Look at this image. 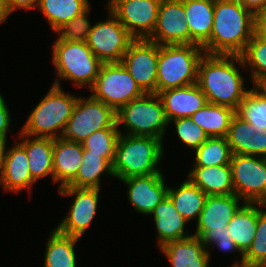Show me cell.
<instances>
[{"instance_id": "6da1fadb", "label": "cell", "mask_w": 266, "mask_h": 267, "mask_svg": "<svg viewBox=\"0 0 266 267\" xmlns=\"http://www.w3.org/2000/svg\"><path fill=\"white\" fill-rule=\"evenodd\" d=\"M258 31L257 17L236 0H214V19L205 54L241 55Z\"/></svg>"}, {"instance_id": "7a4b0ae2", "label": "cell", "mask_w": 266, "mask_h": 267, "mask_svg": "<svg viewBox=\"0 0 266 267\" xmlns=\"http://www.w3.org/2000/svg\"><path fill=\"white\" fill-rule=\"evenodd\" d=\"M235 61L242 65L239 55L204 54L201 58L197 84L206 95L208 103L238 109L248 90L243 86L244 78L235 66Z\"/></svg>"}, {"instance_id": "3957f363", "label": "cell", "mask_w": 266, "mask_h": 267, "mask_svg": "<svg viewBox=\"0 0 266 267\" xmlns=\"http://www.w3.org/2000/svg\"><path fill=\"white\" fill-rule=\"evenodd\" d=\"M162 142V139L155 137L120 132L112 164L113 177L123 180L162 173L157 168L164 155Z\"/></svg>"}, {"instance_id": "277c9868", "label": "cell", "mask_w": 266, "mask_h": 267, "mask_svg": "<svg viewBox=\"0 0 266 267\" xmlns=\"http://www.w3.org/2000/svg\"><path fill=\"white\" fill-rule=\"evenodd\" d=\"M204 54L199 45H159L156 94L196 84L199 62Z\"/></svg>"}, {"instance_id": "5b68a950", "label": "cell", "mask_w": 266, "mask_h": 267, "mask_svg": "<svg viewBox=\"0 0 266 267\" xmlns=\"http://www.w3.org/2000/svg\"><path fill=\"white\" fill-rule=\"evenodd\" d=\"M77 99L74 95L64 93L61 87L52 85L19 132L30 137H62Z\"/></svg>"}, {"instance_id": "8992f818", "label": "cell", "mask_w": 266, "mask_h": 267, "mask_svg": "<svg viewBox=\"0 0 266 267\" xmlns=\"http://www.w3.org/2000/svg\"><path fill=\"white\" fill-rule=\"evenodd\" d=\"M52 52V62L57 74L53 85L61 87L59 77L74 81L78 88L86 84L88 88L94 85L103 63L92 53L86 42L57 38Z\"/></svg>"}, {"instance_id": "52a82bcc", "label": "cell", "mask_w": 266, "mask_h": 267, "mask_svg": "<svg viewBox=\"0 0 266 267\" xmlns=\"http://www.w3.org/2000/svg\"><path fill=\"white\" fill-rule=\"evenodd\" d=\"M125 125L128 135L150 136L163 140L169 121L161 98L156 93H145L116 112V124Z\"/></svg>"}, {"instance_id": "ba28073f", "label": "cell", "mask_w": 266, "mask_h": 267, "mask_svg": "<svg viewBox=\"0 0 266 267\" xmlns=\"http://www.w3.org/2000/svg\"><path fill=\"white\" fill-rule=\"evenodd\" d=\"M90 90L115 112L145 94L122 63H103Z\"/></svg>"}, {"instance_id": "9c48e42d", "label": "cell", "mask_w": 266, "mask_h": 267, "mask_svg": "<svg viewBox=\"0 0 266 267\" xmlns=\"http://www.w3.org/2000/svg\"><path fill=\"white\" fill-rule=\"evenodd\" d=\"M106 128H119L116 124V112L92 96L87 99L78 97L62 137L83 143L94 132Z\"/></svg>"}, {"instance_id": "30bf717a", "label": "cell", "mask_w": 266, "mask_h": 267, "mask_svg": "<svg viewBox=\"0 0 266 267\" xmlns=\"http://www.w3.org/2000/svg\"><path fill=\"white\" fill-rule=\"evenodd\" d=\"M230 167L234 194L244 203L266 205V157L233 154Z\"/></svg>"}, {"instance_id": "8fae6325", "label": "cell", "mask_w": 266, "mask_h": 267, "mask_svg": "<svg viewBox=\"0 0 266 267\" xmlns=\"http://www.w3.org/2000/svg\"><path fill=\"white\" fill-rule=\"evenodd\" d=\"M134 40L109 9V19L93 25L86 43L102 63H121Z\"/></svg>"}, {"instance_id": "7c38bea8", "label": "cell", "mask_w": 266, "mask_h": 267, "mask_svg": "<svg viewBox=\"0 0 266 267\" xmlns=\"http://www.w3.org/2000/svg\"><path fill=\"white\" fill-rule=\"evenodd\" d=\"M162 0H108L107 7L135 39H148L155 29Z\"/></svg>"}, {"instance_id": "4fadbf2b", "label": "cell", "mask_w": 266, "mask_h": 267, "mask_svg": "<svg viewBox=\"0 0 266 267\" xmlns=\"http://www.w3.org/2000/svg\"><path fill=\"white\" fill-rule=\"evenodd\" d=\"M159 44L147 39L134 40L121 63L145 93H156Z\"/></svg>"}, {"instance_id": "5bb4252c", "label": "cell", "mask_w": 266, "mask_h": 267, "mask_svg": "<svg viewBox=\"0 0 266 267\" xmlns=\"http://www.w3.org/2000/svg\"><path fill=\"white\" fill-rule=\"evenodd\" d=\"M63 196H74L68 215L55 228L58 232L81 238L97 212L99 188H76L64 186L59 188Z\"/></svg>"}, {"instance_id": "9a60e30c", "label": "cell", "mask_w": 266, "mask_h": 267, "mask_svg": "<svg viewBox=\"0 0 266 267\" xmlns=\"http://www.w3.org/2000/svg\"><path fill=\"white\" fill-rule=\"evenodd\" d=\"M181 0H162L152 35L147 39L159 45L191 44Z\"/></svg>"}, {"instance_id": "2e32d148", "label": "cell", "mask_w": 266, "mask_h": 267, "mask_svg": "<svg viewBox=\"0 0 266 267\" xmlns=\"http://www.w3.org/2000/svg\"><path fill=\"white\" fill-rule=\"evenodd\" d=\"M240 200L236 194L208 195L195 234L229 233L227 225L242 206Z\"/></svg>"}, {"instance_id": "e0dca14e", "label": "cell", "mask_w": 266, "mask_h": 267, "mask_svg": "<svg viewBox=\"0 0 266 267\" xmlns=\"http://www.w3.org/2000/svg\"><path fill=\"white\" fill-rule=\"evenodd\" d=\"M162 173L147 176H133L123 181L127 187L129 202L139 213L150 215L154 208L168 194V188Z\"/></svg>"}, {"instance_id": "ac0fdd59", "label": "cell", "mask_w": 266, "mask_h": 267, "mask_svg": "<svg viewBox=\"0 0 266 267\" xmlns=\"http://www.w3.org/2000/svg\"><path fill=\"white\" fill-rule=\"evenodd\" d=\"M158 95L163 103L169 124L178 118L191 117L208 104L206 95L197 83L168 89L159 92Z\"/></svg>"}, {"instance_id": "d6986e66", "label": "cell", "mask_w": 266, "mask_h": 267, "mask_svg": "<svg viewBox=\"0 0 266 267\" xmlns=\"http://www.w3.org/2000/svg\"><path fill=\"white\" fill-rule=\"evenodd\" d=\"M226 138L232 154L266 157V129L248 124L237 114Z\"/></svg>"}, {"instance_id": "ffe728a7", "label": "cell", "mask_w": 266, "mask_h": 267, "mask_svg": "<svg viewBox=\"0 0 266 267\" xmlns=\"http://www.w3.org/2000/svg\"><path fill=\"white\" fill-rule=\"evenodd\" d=\"M83 144L58 137L54 139L53 181L67 186L77 175L83 161Z\"/></svg>"}, {"instance_id": "44dd1931", "label": "cell", "mask_w": 266, "mask_h": 267, "mask_svg": "<svg viewBox=\"0 0 266 267\" xmlns=\"http://www.w3.org/2000/svg\"><path fill=\"white\" fill-rule=\"evenodd\" d=\"M0 183L4 190L17 193L22 189H29L33 183H36L31 178L25 149L19 143L6 151L0 172Z\"/></svg>"}, {"instance_id": "7402d4cb", "label": "cell", "mask_w": 266, "mask_h": 267, "mask_svg": "<svg viewBox=\"0 0 266 267\" xmlns=\"http://www.w3.org/2000/svg\"><path fill=\"white\" fill-rule=\"evenodd\" d=\"M171 267H209L210 254L199 237L191 236L162 246Z\"/></svg>"}, {"instance_id": "603a6c76", "label": "cell", "mask_w": 266, "mask_h": 267, "mask_svg": "<svg viewBox=\"0 0 266 267\" xmlns=\"http://www.w3.org/2000/svg\"><path fill=\"white\" fill-rule=\"evenodd\" d=\"M186 13L191 44L203 47L211 36L214 0H181Z\"/></svg>"}, {"instance_id": "cb8c5ba5", "label": "cell", "mask_w": 266, "mask_h": 267, "mask_svg": "<svg viewBox=\"0 0 266 267\" xmlns=\"http://www.w3.org/2000/svg\"><path fill=\"white\" fill-rule=\"evenodd\" d=\"M150 215L154 216L160 248L169 242L193 236L185 234L184 227L189 222L178 213L168 196L154 208Z\"/></svg>"}, {"instance_id": "d4e9b609", "label": "cell", "mask_w": 266, "mask_h": 267, "mask_svg": "<svg viewBox=\"0 0 266 267\" xmlns=\"http://www.w3.org/2000/svg\"><path fill=\"white\" fill-rule=\"evenodd\" d=\"M19 134L24 138L19 144L27 154L31 178L35 182L48 175L53 178L54 139L42 137L30 139V136L21 132Z\"/></svg>"}, {"instance_id": "484cf974", "label": "cell", "mask_w": 266, "mask_h": 267, "mask_svg": "<svg viewBox=\"0 0 266 267\" xmlns=\"http://www.w3.org/2000/svg\"><path fill=\"white\" fill-rule=\"evenodd\" d=\"M187 176L207 196L234 194L230 165L193 167Z\"/></svg>"}, {"instance_id": "4316f807", "label": "cell", "mask_w": 266, "mask_h": 267, "mask_svg": "<svg viewBox=\"0 0 266 267\" xmlns=\"http://www.w3.org/2000/svg\"><path fill=\"white\" fill-rule=\"evenodd\" d=\"M258 206H266L261 203H244L235 213L227 229L234 243L244 254L253 242L258 220Z\"/></svg>"}, {"instance_id": "83f0119b", "label": "cell", "mask_w": 266, "mask_h": 267, "mask_svg": "<svg viewBox=\"0 0 266 267\" xmlns=\"http://www.w3.org/2000/svg\"><path fill=\"white\" fill-rule=\"evenodd\" d=\"M236 110L222 105L208 103L191 116L208 137H226Z\"/></svg>"}, {"instance_id": "f1b7e54d", "label": "cell", "mask_w": 266, "mask_h": 267, "mask_svg": "<svg viewBox=\"0 0 266 267\" xmlns=\"http://www.w3.org/2000/svg\"><path fill=\"white\" fill-rule=\"evenodd\" d=\"M167 196L178 213L187 221L195 217L198 220L207 198V195L189 179L177 189L169 187Z\"/></svg>"}, {"instance_id": "f546056e", "label": "cell", "mask_w": 266, "mask_h": 267, "mask_svg": "<svg viewBox=\"0 0 266 267\" xmlns=\"http://www.w3.org/2000/svg\"><path fill=\"white\" fill-rule=\"evenodd\" d=\"M78 240L54 229L46 244L44 267H76L74 247Z\"/></svg>"}, {"instance_id": "4dcf8cb0", "label": "cell", "mask_w": 266, "mask_h": 267, "mask_svg": "<svg viewBox=\"0 0 266 267\" xmlns=\"http://www.w3.org/2000/svg\"><path fill=\"white\" fill-rule=\"evenodd\" d=\"M114 176L112 165L100 154L89 153L84 149L83 161L76 177L67 185L76 188H99L102 174Z\"/></svg>"}, {"instance_id": "1f68e13d", "label": "cell", "mask_w": 266, "mask_h": 267, "mask_svg": "<svg viewBox=\"0 0 266 267\" xmlns=\"http://www.w3.org/2000/svg\"><path fill=\"white\" fill-rule=\"evenodd\" d=\"M89 6L88 0H39L37 5L38 10L48 19L53 32Z\"/></svg>"}, {"instance_id": "d6a6232c", "label": "cell", "mask_w": 266, "mask_h": 267, "mask_svg": "<svg viewBox=\"0 0 266 267\" xmlns=\"http://www.w3.org/2000/svg\"><path fill=\"white\" fill-rule=\"evenodd\" d=\"M240 56L242 66H249L252 70L253 85H262L266 81V37L257 31Z\"/></svg>"}, {"instance_id": "836d02e7", "label": "cell", "mask_w": 266, "mask_h": 267, "mask_svg": "<svg viewBox=\"0 0 266 267\" xmlns=\"http://www.w3.org/2000/svg\"><path fill=\"white\" fill-rule=\"evenodd\" d=\"M236 114L248 124L266 129V89L262 85L249 89Z\"/></svg>"}, {"instance_id": "e575fe53", "label": "cell", "mask_w": 266, "mask_h": 267, "mask_svg": "<svg viewBox=\"0 0 266 267\" xmlns=\"http://www.w3.org/2000/svg\"><path fill=\"white\" fill-rule=\"evenodd\" d=\"M193 167L230 165L232 151L226 137H209L195 150Z\"/></svg>"}, {"instance_id": "d590c367", "label": "cell", "mask_w": 266, "mask_h": 267, "mask_svg": "<svg viewBox=\"0 0 266 267\" xmlns=\"http://www.w3.org/2000/svg\"><path fill=\"white\" fill-rule=\"evenodd\" d=\"M119 128H106L91 134L82 144L89 153L100 154L111 165L114 162Z\"/></svg>"}, {"instance_id": "8d00e7d4", "label": "cell", "mask_w": 266, "mask_h": 267, "mask_svg": "<svg viewBox=\"0 0 266 267\" xmlns=\"http://www.w3.org/2000/svg\"><path fill=\"white\" fill-rule=\"evenodd\" d=\"M243 257L245 267H266V211L259 207L256 233Z\"/></svg>"}, {"instance_id": "74e56055", "label": "cell", "mask_w": 266, "mask_h": 267, "mask_svg": "<svg viewBox=\"0 0 266 267\" xmlns=\"http://www.w3.org/2000/svg\"><path fill=\"white\" fill-rule=\"evenodd\" d=\"M89 10L90 7L59 27L55 31V33L59 35L58 39L64 41L87 42L89 32L93 27L89 22L90 20L87 18Z\"/></svg>"}, {"instance_id": "f35d334b", "label": "cell", "mask_w": 266, "mask_h": 267, "mask_svg": "<svg viewBox=\"0 0 266 267\" xmlns=\"http://www.w3.org/2000/svg\"><path fill=\"white\" fill-rule=\"evenodd\" d=\"M173 121L179 139L194 150L209 138L204 130L192 121L191 117L178 118L171 122Z\"/></svg>"}, {"instance_id": "ab89813d", "label": "cell", "mask_w": 266, "mask_h": 267, "mask_svg": "<svg viewBox=\"0 0 266 267\" xmlns=\"http://www.w3.org/2000/svg\"><path fill=\"white\" fill-rule=\"evenodd\" d=\"M193 236L199 237L201 242L204 244L206 250L209 248L210 244H214V246L218 247L222 251H238L240 252L241 260L240 262H235L233 265H243V253L234 243V240L230 236L229 233H220V234H193Z\"/></svg>"}, {"instance_id": "60d3db41", "label": "cell", "mask_w": 266, "mask_h": 267, "mask_svg": "<svg viewBox=\"0 0 266 267\" xmlns=\"http://www.w3.org/2000/svg\"><path fill=\"white\" fill-rule=\"evenodd\" d=\"M5 5L9 14H11L16 9L30 10L37 7L39 0H1Z\"/></svg>"}, {"instance_id": "b9f144b4", "label": "cell", "mask_w": 266, "mask_h": 267, "mask_svg": "<svg viewBox=\"0 0 266 267\" xmlns=\"http://www.w3.org/2000/svg\"><path fill=\"white\" fill-rule=\"evenodd\" d=\"M10 113L6 106L3 96L0 97V137L6 138L8 128L10 127Z\"/></svg>"}, {"instance_id": "7bdbcfd3", "label": "cell", "mask_w": 266, "mask_h": 267, "mask_svg": "<svg viewBox=\"0 0 266 267\" xmlns=\"http://www.w3.org/2000/svg\"><path fill=\"white\" fill-rule=\"evenodd\" d=\"M241 6L252 12L256 17L266 10V0H236Z\"/></svg>"}, {"instance_id": "ee69618b", "label": "cell", "mask_w": 266, "mask_h": 267, "mask_svg": "<svg viewBox=\"0 0 266 267\" xmlns=\"http://www.w3.org/2000/svg\"><path fill=\"white\" fill-rule=\"evenodd\" d=\"M258 31L261 34H266V10L257 17Z\"/></svg>"}, {"instance_id": "f6af8a7d", "label": "cell", "mask_w": 266, "mask_h": 267, "mask_svg": "<svg viewBox=\"0 0 266 267\" xmlns=\"http://www.w3.org/2000/svg\"><path fill=\"white\" fill-rule=\"evenodd\" d=\"M7 138L0 137V172L3 168L5 155H6V140Z\"/></svg>"}, {"instance_id": "bcb514c9", "label": "cell", "mask_w": 266, "mask_h": 267, "mask_svg": "<svg viewBox=\"0 0 266 267\" xmlns=\"http://www.w3.org/2000/svg\"><path fill=\"white\" fill-rule=\"evenodd\" d=\"M10 14L8 13L5 5L0 0V23H3Z\"/></svg>"}, {"instance_id": "7dc6e473", "label": "cell", "mask_w": 266, "mask_h": 267, "mask_svg": "<svg viewBox=\"0 0 266 267\" xmlns=\"http://www.w3.org/2000/svg\"><path fill=\"white\" fill-rule=\"evenodd\" d=\"M262 86L266 89V81L262 84Z\"/></svg>"}, {"instance_id": "c3c4849f", "label": "cell", "mask_w": 266, "mask_h": 267, "mask_svg": "<svg viewBox=\"0 0 266 267\" xmlns=\"http://www.w3.org/2000/svg\"><path fill=\"white\" fill-rule=\"evenodd\" d=\"M236 267H245L244 265H236Z\"/></svg>"}]
</instances>
